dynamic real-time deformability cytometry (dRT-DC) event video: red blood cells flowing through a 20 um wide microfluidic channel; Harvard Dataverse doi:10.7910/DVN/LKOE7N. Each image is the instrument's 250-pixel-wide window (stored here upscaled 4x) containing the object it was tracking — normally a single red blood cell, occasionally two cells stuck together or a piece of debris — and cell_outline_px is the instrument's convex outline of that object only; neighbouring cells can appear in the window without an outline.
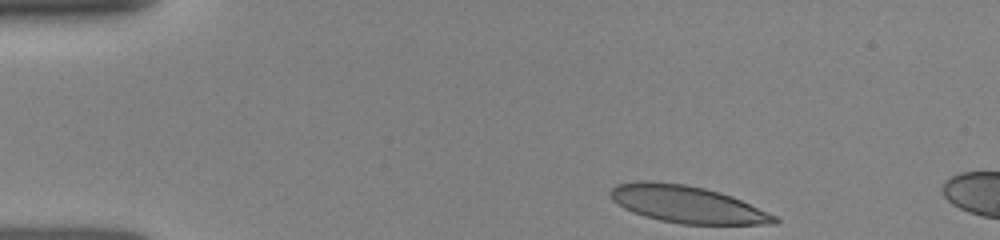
{"species": "human", "species_latin": "Homo sapiens", "temperature_condition": "room temperature", "stored_images_in_passage": 12, "camera_frame_rate_fps": 3000, "um_per_image_px": 0.085, "donor": {"sex": "female"}, "frame": {"image": 1, "passage_image": 1, "time_ms": 0.0, "image_size_px": [1000, 240], "cell_outline_px": [[780, 220], [776, 224], [680, 224], [660, 220], [644, 216], [632, 212], [624, 208], [612, 200], [608, 192], [616, 184], [636, 180], [648, 180], [684, 184], [704, 188], [720, 192], [732, 196], [776, 216]], "centroid_in_image_um": [58.35, 17.35], "position_along_channel_um": 26.6, "area_um2": 35.55}}